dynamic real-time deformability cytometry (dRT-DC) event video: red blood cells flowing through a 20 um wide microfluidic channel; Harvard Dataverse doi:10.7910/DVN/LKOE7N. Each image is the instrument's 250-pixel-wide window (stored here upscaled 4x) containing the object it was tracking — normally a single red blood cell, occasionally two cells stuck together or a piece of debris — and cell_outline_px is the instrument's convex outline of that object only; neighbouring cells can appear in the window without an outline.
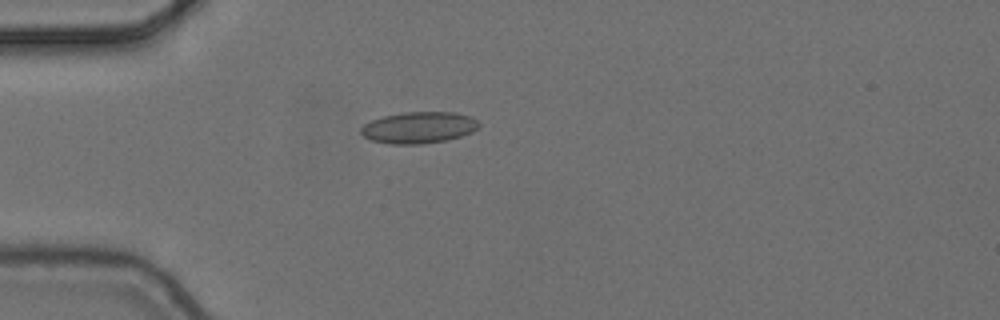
{"species": "common noctule bat (a hibernating species)", "species_latin": "Nyctalus noctula", "temperature_condition": "cold", "stored_images_in_passage": 6, "camera_frame_rate_fps": 3000, "um_per_image_px": 0.085, "animal": {"sex": "female", "body_mass_g": 24.6, "forearm_length_mm": 56.2}, "frame": {"image": 1, "passage_image": 6, "time_ms": 1.667, "image_size_px": [1000, 320], "cell_outline_px": [[480, 124], [472, 132], [448, 140], [420, 144], [388, 144], [372, 140], [364, 136], [360, 132], [360, 128], [364, 124], [372, 120], [384, 116], [404, 112], [456, 112], [468, 116], [476, 120]], "centroid_in_image_um": [35.58, 10.84], "position_along_channel_um": 49.4, "area_um2": 21.56}}